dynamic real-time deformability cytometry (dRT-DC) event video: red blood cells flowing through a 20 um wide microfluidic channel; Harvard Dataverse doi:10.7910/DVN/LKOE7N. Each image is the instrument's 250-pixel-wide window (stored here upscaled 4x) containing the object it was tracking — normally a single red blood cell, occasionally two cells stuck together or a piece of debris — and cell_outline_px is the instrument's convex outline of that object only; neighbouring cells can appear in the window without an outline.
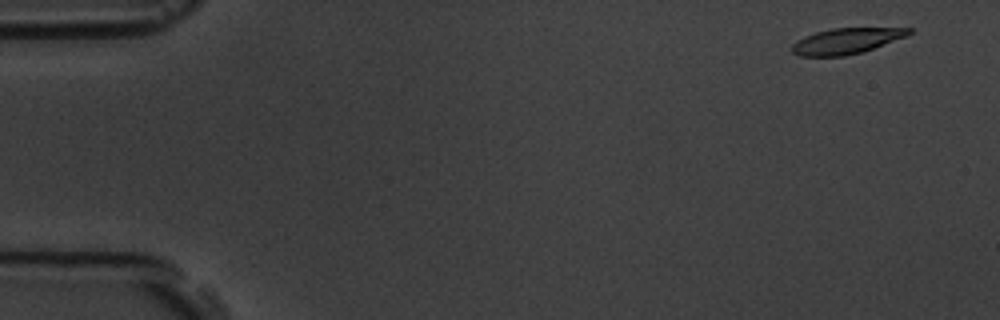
{"species": "common noctule bat (a hibernating species)", "species_latin": "Nyctalus noctula", "temperature_condition": "room temperature", "stored_images_in_passage": 6, "camera_frame_rate_fps": 3000, "um_per_image_px": 0.085, "animal": {"sex": "male", "body_mass_g": 19.5, "forearm_length_mm": 54.6}, "frame": {"image": 1, "passage_image": 1, "time_ms": 0.0, "image_size_px": [1000, 320], "cell_outline_px": [[912, 32], [908, 36], [864, 52], [844, 56], [796, 56], [792, 52], [792, 44], [796, 40], [804, 36], [816, 32], [832, 28], [912, 28]], "centroid_in_image_um": [71.94, 3.49], "position_along_channel_um": 13.1, "area_um2": 17.74}}
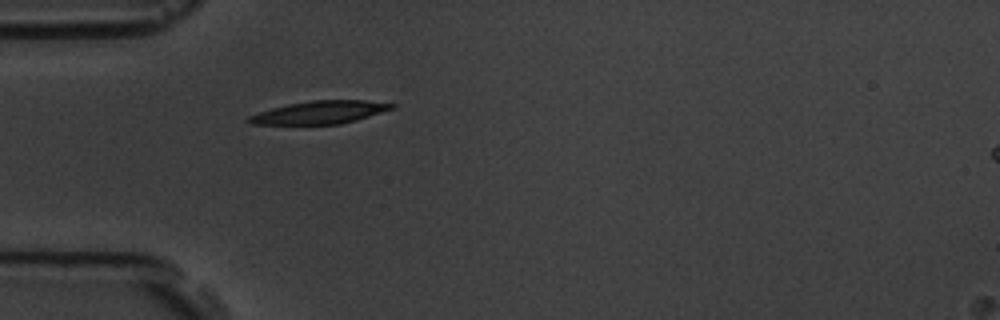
{"frame": {"image": 2, "passage_image": 5, "time_ms": 4.667, "image_size_px": [1000, 320], "cell_outline_px": [[396, 108], [356, 120], [340, 124], [252, 124], [244, 120], [248, 116], [272, 108], [288, 104], [312, 100], [364, 100], [396, 104]], "centroid_in_image_um": [27.2, 9.55], "position_along_channel_um": 57.8, "area_um2": 19.02}}